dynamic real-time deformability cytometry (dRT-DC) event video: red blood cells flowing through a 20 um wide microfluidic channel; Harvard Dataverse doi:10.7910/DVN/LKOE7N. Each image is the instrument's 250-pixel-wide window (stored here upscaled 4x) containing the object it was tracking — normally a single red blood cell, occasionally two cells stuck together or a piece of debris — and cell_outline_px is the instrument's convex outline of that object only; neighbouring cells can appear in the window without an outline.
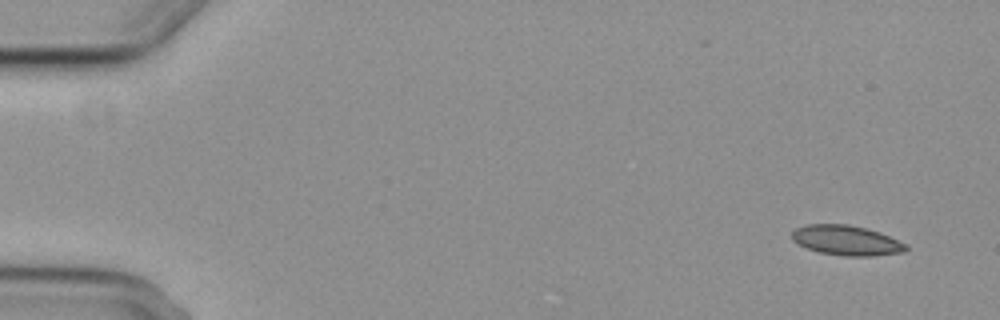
{"species": "common noctule bat (a hibernating species)", "species_latin": "Nyctalus noctula", "temperature_condition": "cold", "stored_images_in_passage": 5, "camera_frame_rate_fps": 3000, "um_per_image_px": 0.085, "animal": {"sex": "female", "body_mass_g": 29.2, "forearm_length_mm": 56.3}, "frame": {"image": 1, "passage_image": 1, "time_ms": 0.0, "image_size_px": [1000, 320], "cell_outline_px": [[908, 248], [904, 252], [872, 256], [844, 256], [820, 252], [796, 244], [792, 240], [792, 232], [796, 228], [804, 224], [848, 224], [880, 232], [908, 244]], "centroid_in_image_um": [71.95, 20.43], "position_along_channel_um": 13.1, "area_um2": 20.0}}
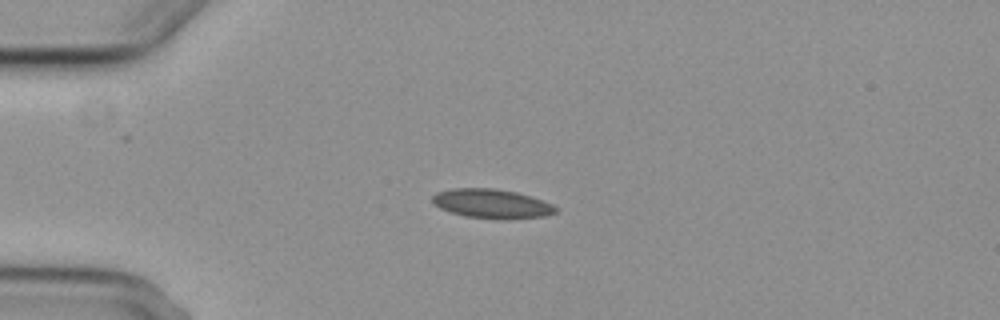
{"frame": {"image": 2, "passage_image": 4, "time_ms": 3.667, "image_size_px": [1000, 320], "cell_outline_px": [[556, 212], [544, 216], [512, 220], [496, 220], [464, 216], [440, 208], [432, 200], [432, 196], [436, 192], [452, 188], [496, 188], [516, 192], [532, 196], [552, 204], [556, 208]], "centroid_in_image_um": [41.82, 17.32], "position_along_channel_um": 43.2, "area_um2": 21.27}}